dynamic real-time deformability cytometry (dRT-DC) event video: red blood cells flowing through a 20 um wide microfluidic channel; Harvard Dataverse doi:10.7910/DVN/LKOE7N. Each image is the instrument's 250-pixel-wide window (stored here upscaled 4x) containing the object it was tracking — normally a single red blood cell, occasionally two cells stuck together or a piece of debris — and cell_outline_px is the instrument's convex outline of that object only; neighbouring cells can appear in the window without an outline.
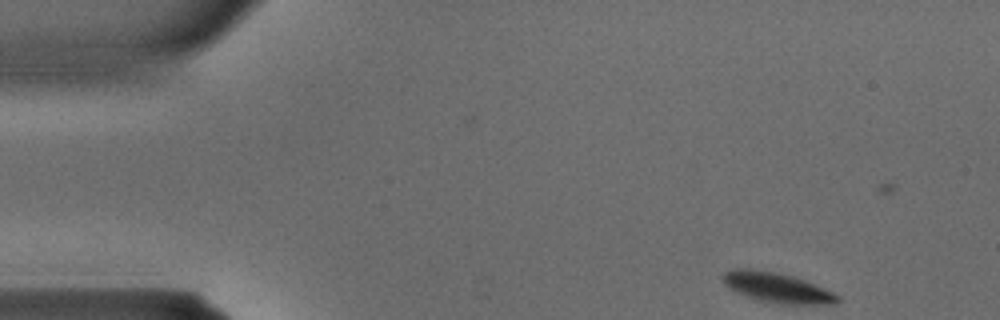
{"species": "common noctule bat (a hibernating species)", "species_latin": "Nyctalus noctula", "temperature_condition": "warm", "stored_images_in_passage": 34, "camera_frame_rate_fps": 3000, "um_per_image_px": 0.085, "animal": {"sex": "male", "body_mass_g": 15.6}, "frame": {"image": 1, "passage_image": 1, "time_ms": 0.0, "image_size_px": [1000, 320], "cell_outline_px": [[840, 300], [836, 304], [780, 304], [760, 300], [736, 292], [728, 288], [724, 284], [724, 272], [732, 268], [748, 268], [772, 272], [792, 276], [804, 280], [832, 292], [840, 296]], "centroid_in_image_um": [66.04, 24.45], "position_along_channel_um": 19.0, "area_um2": 19.77}}
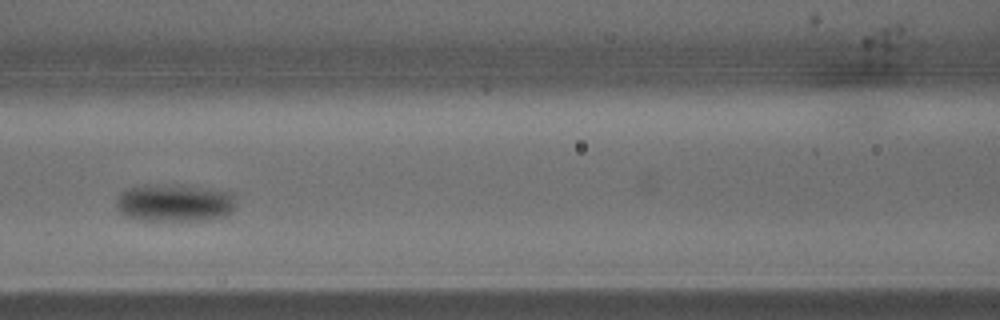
{"frame": {"image": 2, "passage_image": 13, "time_ms": 4.0, "image_size_px": [1000, 320], "cell_outline_px": [[236, 204], [232, 212], [224, 216], [204, 220], [136, 220], [124, 216], [116, 208], [116, 200], [120, 192], [124, 188], [144, 184], [176, 184], [212, 188], [232, 192], [236, 196]], "centroid_in_image_um": [14.82, 17.21], "position_along_channel_um": 151.8, "area_um2": 27.11}}
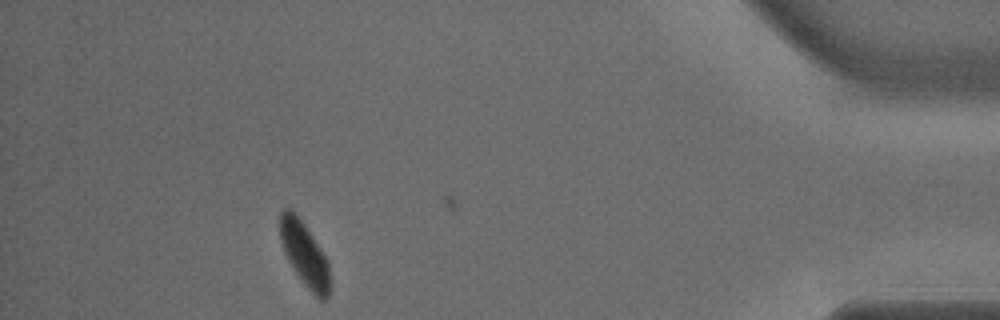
{"frame": {"image": 3, "passage_image": 30, "time_ms": 9.667, "image_size_px": [1000, 320], "cell_outline_px": [[332, 284], [328, 296], [324, 300], [320, 300], [312, 292], [296, 272], [288, 260], [284, 252], [280, 240], [280, 212], [284, 208], [292, 208], [304, 224], [328, 260]], "centroid_in_image_um": [25.91, 21.6], "position_along_channel_um": 409.3, "area_um2": 18.61}}